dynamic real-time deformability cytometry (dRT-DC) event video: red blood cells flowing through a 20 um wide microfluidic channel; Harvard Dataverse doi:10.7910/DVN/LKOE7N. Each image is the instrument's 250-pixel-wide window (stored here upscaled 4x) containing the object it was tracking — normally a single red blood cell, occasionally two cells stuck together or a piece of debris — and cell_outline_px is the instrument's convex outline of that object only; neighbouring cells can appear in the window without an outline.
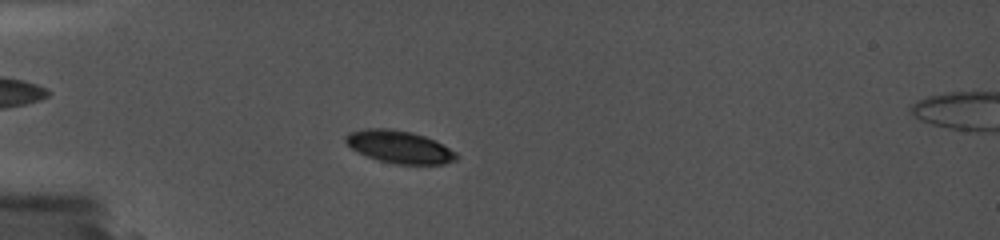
{"species": "common noctule bat (a hibernating species)", "species_latin": "Nyctalus noctula", "temperature_condition": "cold", "stored_images_in_passage": 38, "camera_frame_rate_fps": 5000, "um_per_image_px": 0.085, "animal": {"sex": "female", "body_mass_g": 19.0, "forearm_length_mm": 56.7}, "frame": {"image": 1, "passage_image": 13, "time_ms": 3.0, "image_size_px": [1000, 240], "cell_outline_px": [[460, 156], [456, 160], [444, 164], [396, 164], [380, 160], [368, 156], [352, 148], [344, 140], [344, 136], [348, 132], [364, 128], [388, 128], [412, 132], [436, 140], [456, 152]], "centroid_in_image_um": [33.97, 12.47], "position_along_channel_um": 51.0, "area_um2": 21.04}}
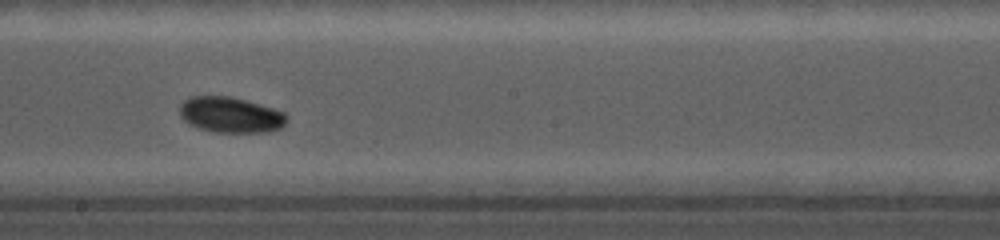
{"frame": {"image": 2, "passage_image": 26, "time_ms": 8.4, "image_size_px": [1000, 240], "cell_outline_px": [[288, 120], [280, 128], [268, 132], [216, 132], [200, 128], [184, 120], [180, 116], [180, 104], [184, 100], [192, 96], [228, 96], [260, 104], [284, 112], [288, 116]], "centroid_in_image_um": [19.61, 9.76], "position_along_channel_um": 228.6, "area_um2": 22.08}}
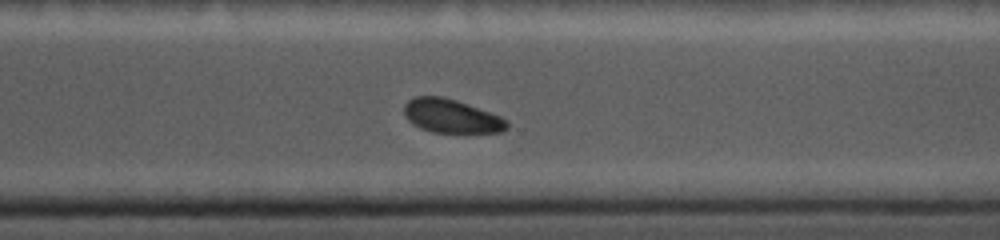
{"frame": {"image": 3, "passage_image": 33, "time_ms": 11.2, "image_size_px": [1000, 240], "cell_outline_px": [[508, 128], [504, 132], [432, 132], [420, 128], [412, 124], [404, 116], [404, 104], [408, 100], [416, 96], [444, 96], [456, 100], [500, 116], [508, 120]], "centroid_in_image_um": [38.34, 9.86], "position_along_channel_um": 332.3, "area_um2": 20.23}}